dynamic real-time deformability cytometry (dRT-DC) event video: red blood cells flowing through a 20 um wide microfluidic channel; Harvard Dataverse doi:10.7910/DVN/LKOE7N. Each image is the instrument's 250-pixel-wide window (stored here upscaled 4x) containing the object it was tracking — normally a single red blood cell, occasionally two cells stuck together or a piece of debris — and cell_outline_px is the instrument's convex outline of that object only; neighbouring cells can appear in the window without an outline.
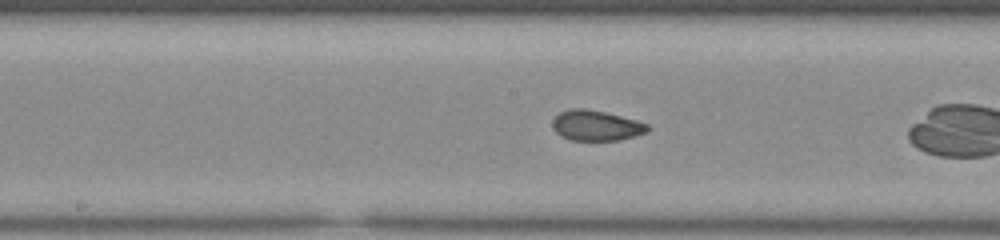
{"species": "common noctule bat (a hibernating species)", "species_latin": "Nyctalus noctula", "temperature_condition": "room temperature", "stored_images_in_passage": 36, "camera_frame_rate_fps": 3000, "um_per_image_px": 0.085, "animal": {"sex": "male", "body_mass_g": 20.0, "forearm_length_mm": 53.3}, "frame": {"image": 1, "passage_image": 21, "time_ms": 6.667, "image_size_px": [1000, 240], "cell_outline_px": [[648, 132], [620, 140], [572, 140], [556, 132], [552, 128], [552, 120], [560, 112], [572, 108], [584, 108], [604, 112], [636, 120], [648, 124]], "centroid_in_image_um": [50.66, 10.67], "position_along_channel_um": 197.5, "area_um2": 16.65}}